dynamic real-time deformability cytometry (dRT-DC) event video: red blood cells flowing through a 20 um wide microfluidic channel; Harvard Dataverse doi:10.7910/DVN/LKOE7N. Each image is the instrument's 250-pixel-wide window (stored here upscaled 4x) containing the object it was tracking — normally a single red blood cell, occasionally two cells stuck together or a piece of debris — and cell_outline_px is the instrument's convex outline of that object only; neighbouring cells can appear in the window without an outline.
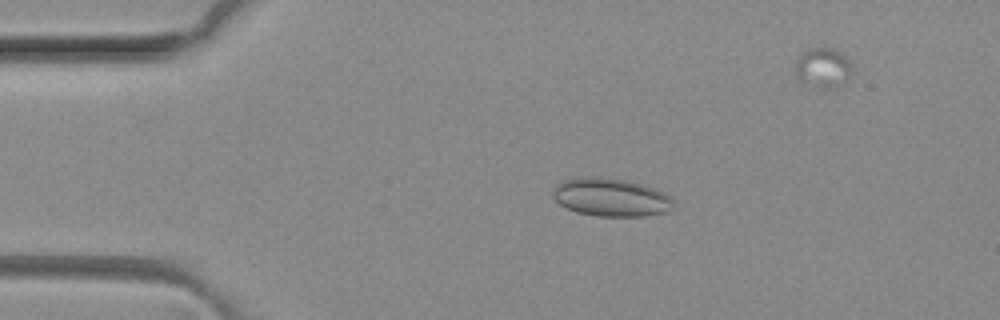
{"species": "common noctule bat (a hibernating species)", "species_latin": "Nyctalus noctula", "temperature_condition": "room temperature", "stored_images_in_passage": 5, "camera_frame_rate_fps": 3000, "um_per_image_px": 0.085, "animal": {"sex": "female", "body_mass_g": 29.2, "forearm_length_mm": 56.3}, "frame": {"image": 1, "passage_image": 2, "time_ms": 0.333, "image_size_px": [1000, 320], "cell_outline_px": [[672, 208], [668, 212], [644, 216], [596, 216], [576, 212], [560, 204], [552, 196], [552, 188], [556, 184], [564, 180], [580, 176], [600, 176], [628, 180], [644, 184], [656, 188], [672, 196]], "centroid_in_image_um": [51.93, 16.75], "position_along_channel_um": 33.1, "area_um2": 27.34}}